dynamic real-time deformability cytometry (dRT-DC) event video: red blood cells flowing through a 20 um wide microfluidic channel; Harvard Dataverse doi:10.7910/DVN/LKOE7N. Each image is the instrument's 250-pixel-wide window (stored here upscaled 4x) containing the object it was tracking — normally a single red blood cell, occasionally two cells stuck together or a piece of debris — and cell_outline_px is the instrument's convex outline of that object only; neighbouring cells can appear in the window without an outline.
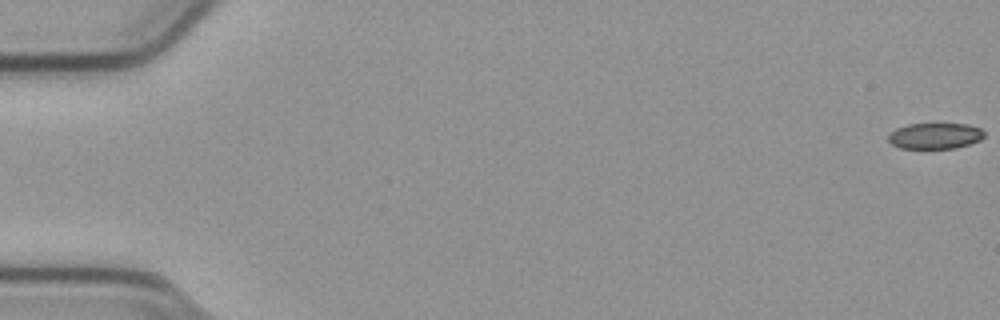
{"species": "common noctule bat (a hibernating species)", "species_latin": "Nyctalus noctula", "temperature_condition": "cold", "stored_images_in_passage": 55, "camera_frame_rate_fps": 3000, "um_per_image_px": 0.085, "animal": {"sex": "male", "body_mass_g": 23.1, "forearm_length_mm": 52.7}, "frame": {"image": 1, "passage_image": 1, "time_ms": 0.0, "image_size_px": [1000, 320], "cell_outline_px": [[984, 136], [980, 140], [956, 148], [900, 148], [892, 144], [888, 140], [888, 136], [896, 128], [908, 124], [968, 124], [980, 128], [984, 132]], "centroid_in_image_um": [79.48, 11.55], "position_along_channel_um": 5.5, "area_um2": 14.39}}
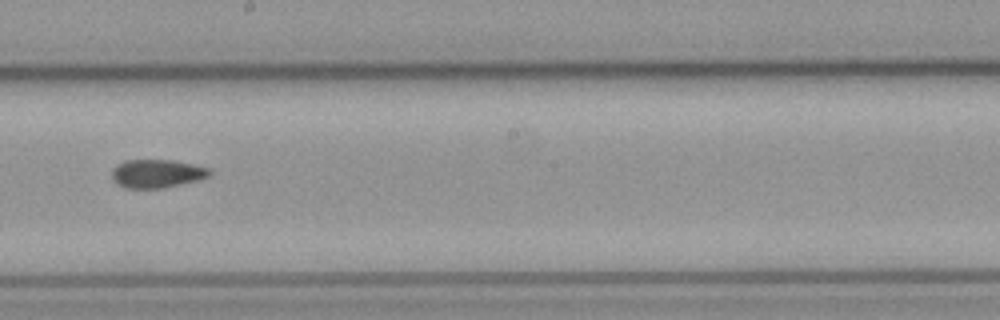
{"frame": {"image": 2, "passage_image": 32, "time_ms": 10.333, "image_size_px": [1000, 320], "cell_outline_px": [[212, 172], [208, 176], [200, 180], [164, 188], [124, 188], [112, 180], [112, 168], [116, 164], [124, 160], [172, 160], [192, 164], [208, 168]], "centroid_in_image_um": [13.3, 14.76], "position_along_channel_um": 234.9, "area_um2": 16.3}}
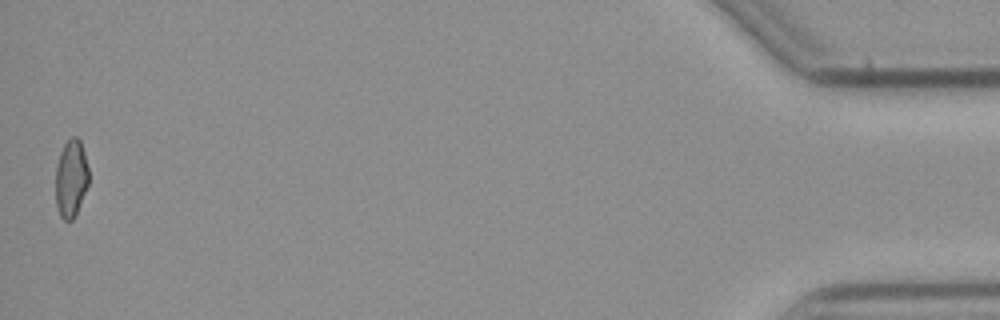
{"frame": {"image": 3, "passage_image": 55, "time_ms": 18.0, "image_size_px": [1000, 320], "cell_outline_px": [[88, 184], [76, 216], [72, 220], [64, 220], [60, 216], [56, 204], [56, 164], [60, 152], [64, 144], [72, 136], [76, 136], [80, 140], [84, 152], [88, 168]], "centroid_in_image_um": [6.04, 15.17], "position_along_channel_um": 429.2, "area_um2": 15.03}, "authors_computed_cell_mechanics": {"area_um2": 16.1262, "velocity_mm_per_s": 3.7957, "shape_relaxation_time_tau1_ms": null, "shape_relaxation_time_tau2_ms": 4.3427, "deformation_change_tau1": null, "deformation_change_tau2": 0.086}}